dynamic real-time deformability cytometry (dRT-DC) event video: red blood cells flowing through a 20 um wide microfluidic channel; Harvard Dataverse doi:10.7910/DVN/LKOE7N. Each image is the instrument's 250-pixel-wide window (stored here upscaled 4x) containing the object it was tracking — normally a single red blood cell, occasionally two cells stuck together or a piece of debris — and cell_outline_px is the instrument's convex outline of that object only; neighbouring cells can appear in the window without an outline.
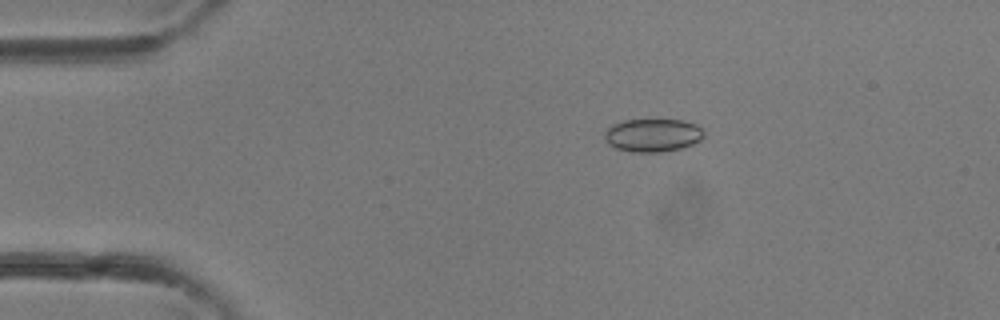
{"species": "common noctule bat (a hibernating species)", "species_latin": "Nyctalus noctula", "temperature_condition": "room temperature", "stored_images_in_passage": 37, "camera_frame_rate_fps": 3000, "um_per_image_px": 0.085, "animal": {"sex": "female"}, "frame": {"image": 1, "passage_image": 7, "time_ms": 2.0, "image_size_px": [1000, 320], "cell_outline_px": [[704, 136], [700, 140], [692, 144], [680, 148], [660, 152], [632, 152], [616, 148], [608, 144], [604, 140], [604, 132], [612, 124], [624, 120], [680, 120], [696, 124], [704, 132]], "centroid_in_image_um": [55.45, 11.49], "position_along_channel_um": 29.6, "area_um2": 19.13}}
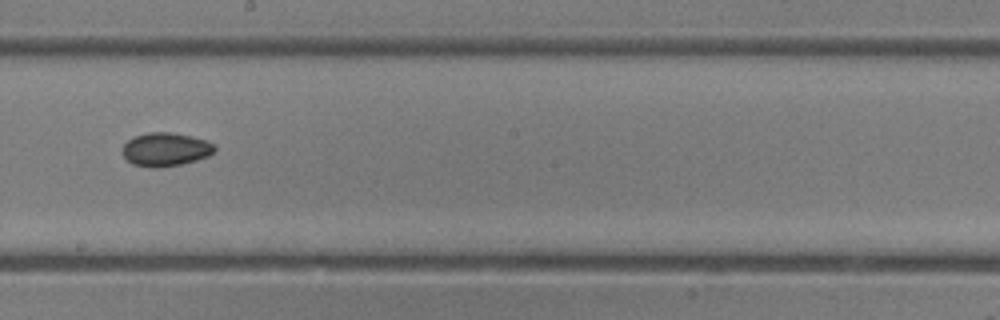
{"frame": {"image": 2, "passage_image": 21, "time_ms": 6.667, "image_size_px": [1000, 320], "cell_outline_px": [[216, 152], [208, 156], [196, 160], [180, 164], [152, 168], [132, 164], [124, 156], [124, 144], [128, 140], [136, 136], [148, 132], [172, 132], [192, 136], [208, 140], [216, 148]], "centroid_in_image_um": [14.11, 12.69], "position_along_channel_um": 234.1, "area_um2": 17.92}}
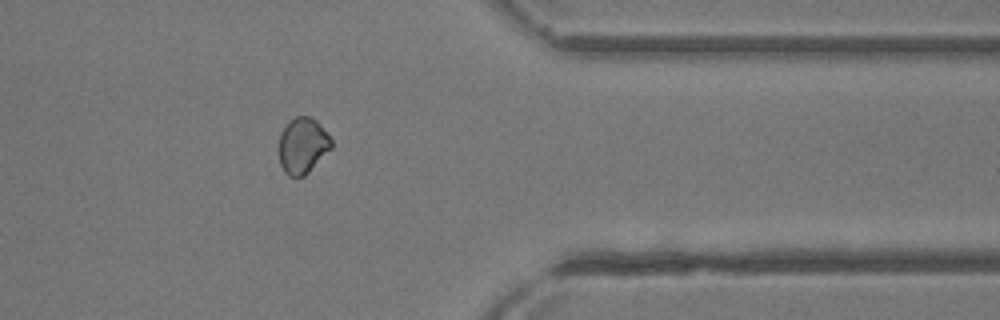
{"frame": {"image": 3, "passage_image": 30, "time_ms": 9.667, "image_size_px": [1000, 320], "cell_outline_px": [[332, 148], [304, 176], [288, 176], [284, 172], [280, 164], [276, 148], [280, 132], [284, 124], [288, 120], [296, 116], [308, 116], [316, 120], [320, 124], [332, 140]], "centroid_in_image_um": [25.66, 12.35], "position_along_channel_um": 385.7, "area_um2": 17.57}}